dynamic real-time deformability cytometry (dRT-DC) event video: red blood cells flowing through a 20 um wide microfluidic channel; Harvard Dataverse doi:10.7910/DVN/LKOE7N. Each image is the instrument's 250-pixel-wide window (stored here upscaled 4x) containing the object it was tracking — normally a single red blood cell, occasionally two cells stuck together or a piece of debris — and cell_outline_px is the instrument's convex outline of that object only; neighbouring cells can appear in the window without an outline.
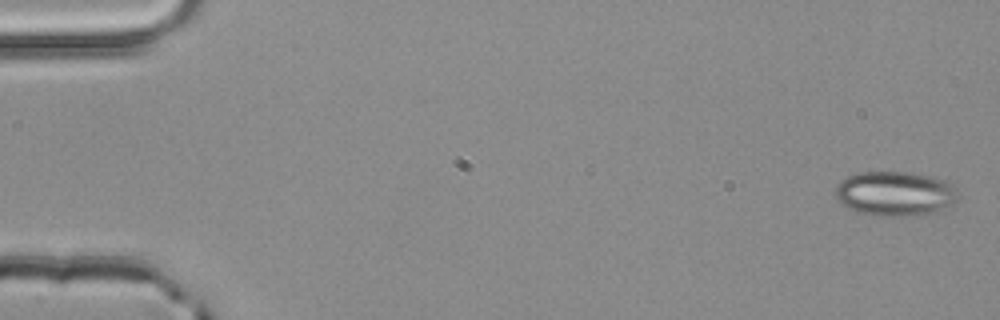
{"species": "common noctule bat (a hibernating species)", "species_latin": "Nyctalus noctula", "temperature_condition": "room temperature", "stored_images_in_passage": 51, "camera_frame_rate_fps": 3000, "um_per_image_px": 0.085, "animal": {"sex": "male", "body_mass_g": 20.4}, "frame": {"image": 1, "passage_image": 1, "time_ms": 0.0, "image_size_px": [1000, 320], "cell_outline_px": [[956, 200], [952, 204], [936, 212], [924, 216], [884, 216], [856, 212], [840, 204], [832, 192], [840, 180], [856, 172], [908, 172], [928, 176], [944, 180], [952, 184], [956, 188]], "centroid_in_image_um": [76.03, 16.47], "position_along_channel_um": 9.0, "area_um2": 32.31}}
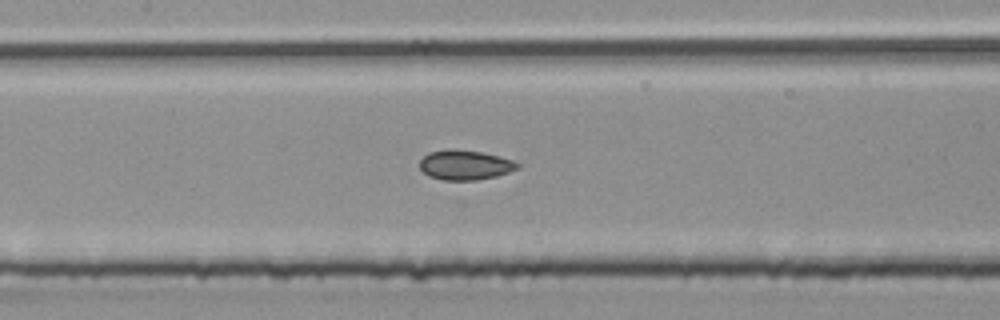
{"frame": {"image": 2, "passage_image": 24, "time_ms": 7.667, "image_size_px": [1000, 320], "cell_outline_px": [[520, 168], [496, 176], [476, 180], [444, 180], [428, 176], [420, 168], [420, 160], [428, 152], [448, 148], [452, 148], [480, 152], [500, 156], [512, 160], [520, 164]], "centroid_in_image_um": [39.52, 14.01], "position_along_channel_um": 167.9, "area_um2": 17.05}}
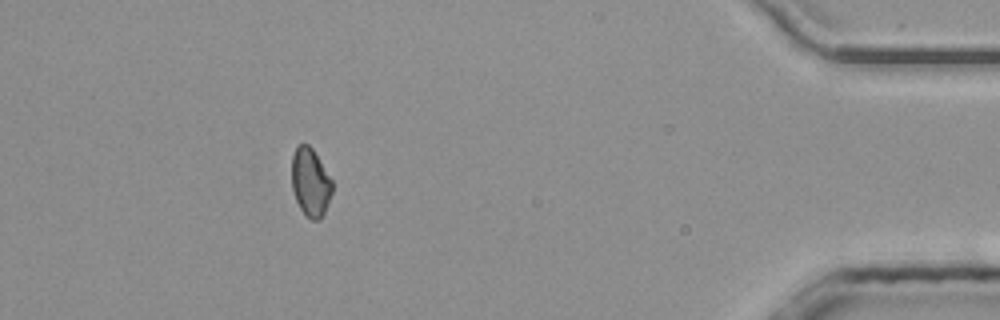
{"frame": {"image": 3, "passage_image": 46, "time_ms": 15.0, "image_size_px": [1000, 320], "cell_outline_px": [[332, 192], [324, 212], [320, 220], [312, 220], [304, 216], [296, 200], [292, 188], [292, 156], [296, 148], [300, 144], [308, 144], [312, 148], [332, 180]], "centroid_in_image_um": [26.38, 15.52], "position_along_channel_um": 408.8, "area_um2": 16.01}, "authors_computed_cell_mechanics": {"area_um2": 16.9932, "velocity_mm_per_s": 4.0715, "shape_relaxation_time_tau1_ms": null, "shape_relaxation_time_tau2_ms": 2.4156, "deformation_change_tau1": null, "deformation_change_tau2": 0.0718}}